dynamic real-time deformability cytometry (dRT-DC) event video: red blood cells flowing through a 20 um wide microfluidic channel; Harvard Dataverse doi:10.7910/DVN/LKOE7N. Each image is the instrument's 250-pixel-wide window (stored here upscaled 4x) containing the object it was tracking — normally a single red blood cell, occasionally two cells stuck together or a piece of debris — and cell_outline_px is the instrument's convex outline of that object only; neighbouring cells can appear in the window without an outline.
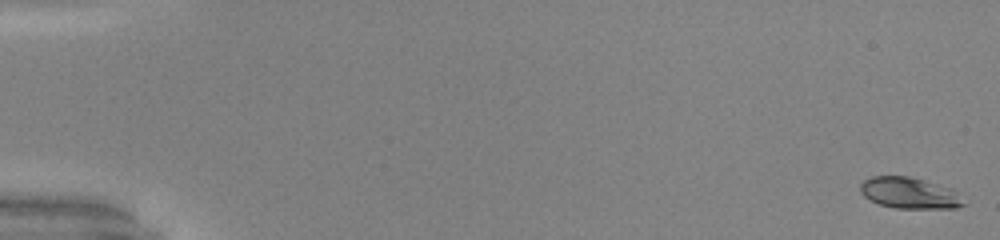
{"species": "common noctule bat (a hibernating species)", "species_latin": "Nyctalus noctula", "temperature_condition": "warm", "stored_images_in_passage": 52, "camera_frame_rate_fps": 3000, "um_per_image_px": 0.085, "animal": {"sex": "male", "body_mass_g": 20.0, "forearm_length_mm": 53.3}, "frame": {"image": 1, "passage_image": 1, "time_ms": 0.0, "image_size_px": [1000, 240], "cell_outline_px": [[968, 204], [956, 208], [896, 208], [880, 204], [864, 196], [860, 192], [860, 184], [864, 180], [872, 176], [908, 176], [924, 180], [952, 188]], "centroid_in_image_um": [77.33, 16.4], "position_along_channel_um": 7.7, "area_um2": 18.79}}
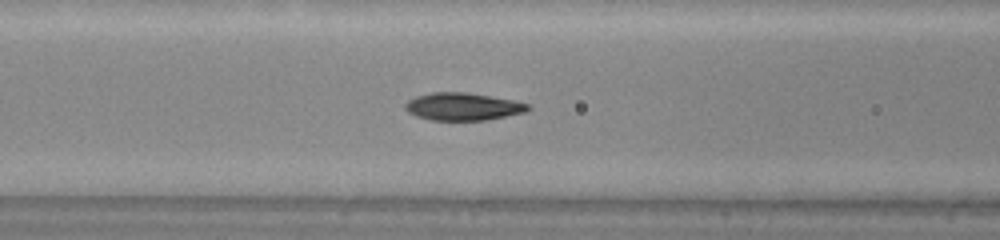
{"frame": {"image": 2, "passage_image": 23, "time_ms": 7.333, "image_size_px": [1000, 240], "cell_outline_px": [[532, 108], [524, 112], [484, 120], [432, 120], [416, 116], [408, 112], [404, 108], [404, 104], [408, 100], [416, 96], [432, 92], [468, 92], [512, 100], [528, 104]], "centroid_in_image_um": [39.3, 9.05], "position_along_channel_um": 127.3, "area_um2": 19.59}}
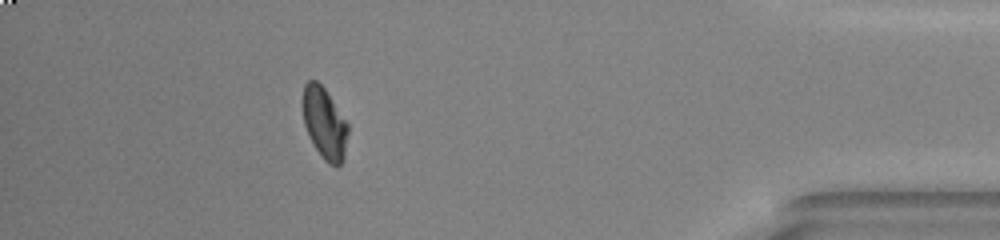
{"frame": {"image": 3, "passage_image": 47, "time_ms": 15.333, "image_size_px": [1000, 240], "cell_outline_px": [[348, 132], [344, 156], [340, 164], [336, 168], [328, 164], [320, 156], [312, 144], [308, 136], [304, 124], [300, 100], [304, 84], [308, 80], [316, 80], [324, 88], [348, 124]], "centroid_in_image_um": [27.53, 10.48], "position_along_channel_um": 407.7, "area_um2": 19.25}, "authors_computed_cell_mechanics": {"area_um2": 19.2763, "velocity_mm_per_s": 4.0592, "shape_relaxation_time_tau1_ms": 3.1729, "shape_relaxation_time_tau2_ms": 1.0634, "deformation_change_tau1": 0.1851, "deformation_change_tau2": 0.0544}}